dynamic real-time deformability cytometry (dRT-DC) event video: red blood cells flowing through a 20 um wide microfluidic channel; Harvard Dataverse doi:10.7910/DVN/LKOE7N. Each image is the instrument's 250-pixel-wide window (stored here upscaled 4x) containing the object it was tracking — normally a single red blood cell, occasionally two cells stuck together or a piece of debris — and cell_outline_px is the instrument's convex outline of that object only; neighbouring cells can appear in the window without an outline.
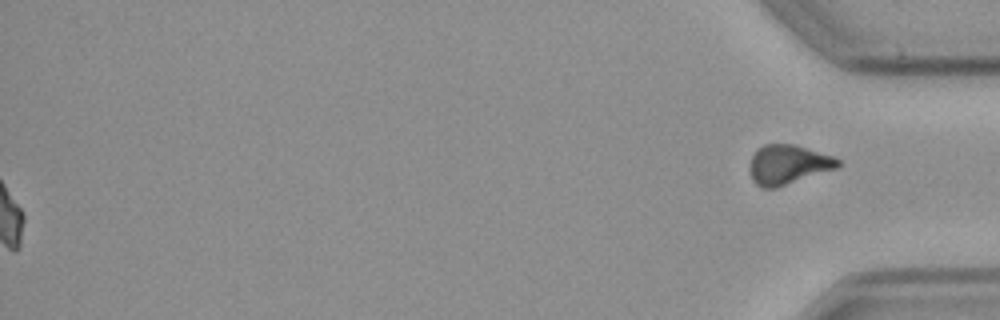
{"species": "common noctule bat (a hibernating species)", "species_latin": "Nyctalus noctula", "temperature_condition": "cold", "stored_images_in_passage": 56, "camera_frame_rate_fps": 3000, "um_per_image_px": 0.085, "animal": {"sex": "male", "body_mass_g": 23.1, "forearm_length_mm": 52.7}, "frame": {"image": 1, "passage_image": 56, "time_ms": 18.333, "image_size_px": [1000, 320], "cell_outline_px": [[840, 168], [776, 188], [760, 188], [752, 180], [752, 156], [756, 148], [764, 144], [796, 144], [832, 156], [840, 160]], "centroid_in_image_um": [67.03, 13.99], "position_along_channel_um": 368.2, "area_um2": 20.4}, "authors_computed_cell_mechanics": {"area_um2": 16.7909, "velocity_mm_per_s": 3.5926, "shape_relaxation_time_tau1_ms": 6.4694, "shape_relaxation_time_tau2_ms": null, "deformation_change_tau1": 0.1367, "deformation_change_tau2": null}}